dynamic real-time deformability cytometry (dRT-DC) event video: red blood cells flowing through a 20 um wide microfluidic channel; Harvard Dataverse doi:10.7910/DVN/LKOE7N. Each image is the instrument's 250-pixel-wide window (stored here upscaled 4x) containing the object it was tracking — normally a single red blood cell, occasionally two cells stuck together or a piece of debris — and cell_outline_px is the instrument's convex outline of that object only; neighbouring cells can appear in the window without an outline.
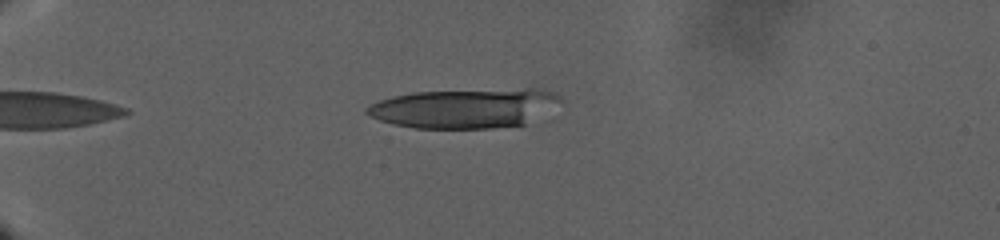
{"species": "human", "species_latin": "Homo sapiens", "temperature_condition": "warm", "stored_images_in_passage": 73, "camera_frame_rate_fps": 3000, "um_per_image_px": 0.085, "donor": {"sex": "male"}, "frame": {"image": 1, "passage_image": 1, "time_ms": 0.0, "image_size_px": [1000, 240], "cell_outline_px": [[564, 104], [524, 124], [492, 128], [416, 128], [392, 124], [368, 116], [364, 112], [364, 108], [380, 100], [392, 96], [412, 92], [544, 76], [564, 100]], "centroid_in_image_um": [39.98, 8.95], "position_along_channel_um": 45.0, "area_um2": 51.38}}
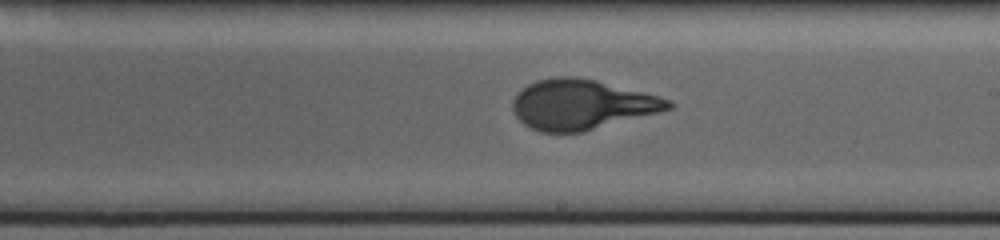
{"frame": {"image": 2, "passage_image": 40, "time_ms": 16.0, "image_size_px": [1000, 240], "cell_outline_px": [[676, 104], [672, 108], [660, 112], [584, 132], [540, 132], [524, 124], [512, 112], [512, 100], [516, 92], [520, 88], [536, 80], [556, 76], [576, 76], [596, 80], [660, 96]], "centroid_in_image_um": [49.42, 8.88], "position_along_channel_um": 239.6, "area_um2": 45.72}}
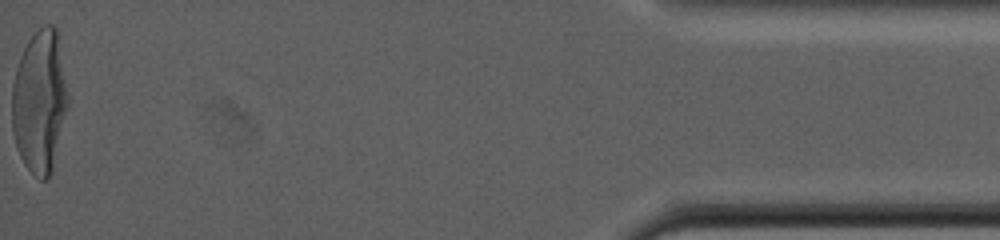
{"frame": {"image": 3, "passage_image": 73, "time_ms": 32.667, "image_size_px": [1000, 240], "cell_outline_px": [[68, 100], [52, 172], [44, 180], [40, 180], [24, 164], [16, 148], [12, 132], [12, 84], [16, 68], [20, 56], [28, 40], [44, 24], [52, 24], [60, 32], [68, 92]], "centroid_in_image_um": [3.38, 8.56], "position_along_channel_um": 431.8, "area_um2": 46.99}}